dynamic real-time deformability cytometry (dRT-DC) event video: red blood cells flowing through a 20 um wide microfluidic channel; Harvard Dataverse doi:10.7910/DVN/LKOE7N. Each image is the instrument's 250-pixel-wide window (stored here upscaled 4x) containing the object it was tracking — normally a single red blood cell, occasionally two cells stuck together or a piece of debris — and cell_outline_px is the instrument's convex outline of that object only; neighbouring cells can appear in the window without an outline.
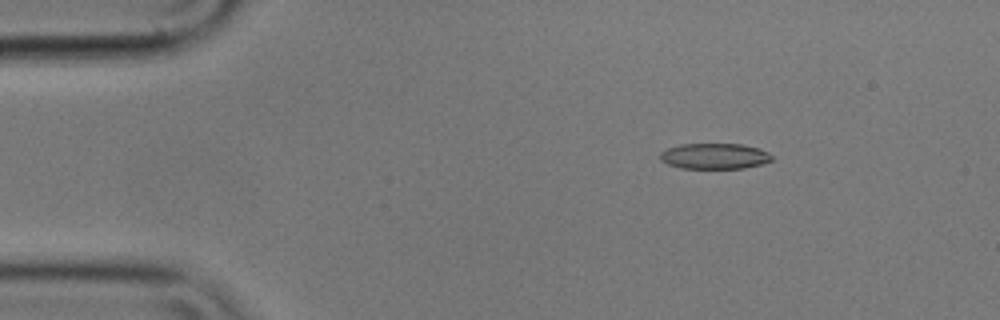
{"species": "common noctule bat (a hibernating species)", "species_latin": "Nyctalus noctula", "temperature_condition": "cold", "stored_images_in_passage": 56, "camera_frame_rate_fps": 3000, "um_per_image_px": 0.085, "animal": {"sex": "male", "body_mass_g": 17.9}, "frame": {"image": 1, "passage_image": 8, "time_ms": 2.333, "image_size_px": [1000, 320], "cell_outline_px": [[772, 160], [760, 164], [744, 168], [680, 168], [668, 164], [660, 160], [660, 152], [668, 148], [680, 144], [744, 144], [760, 148], [768, 152], [772, 156]], "centroid_in_image_um": [60.73, 13.26], "position_along_channel_um": 24.3, "area_um2": 16.76}}
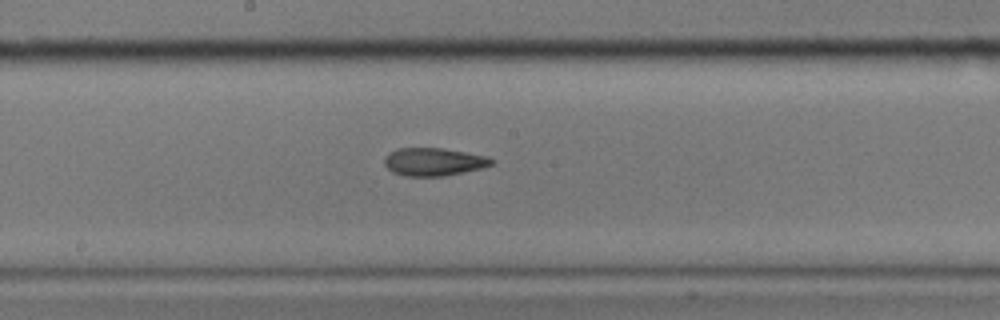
{"frame": {"image": 2, "passage_image": 29, "time_ms": 9.333, "image_size_px": [1000, 320], "cell_outline_px": [[496, 160], [492, 164], [484, 168], [444, 176], [404, 176], [392, 172], [384, 164], [384, 156], [388, 152], [396, 148], [444, 148], [488, 156]], "centroid_in_image_um": [36.87, 13.75], "position_along_channel_um": 211.3, "area_um2": 17.74}}
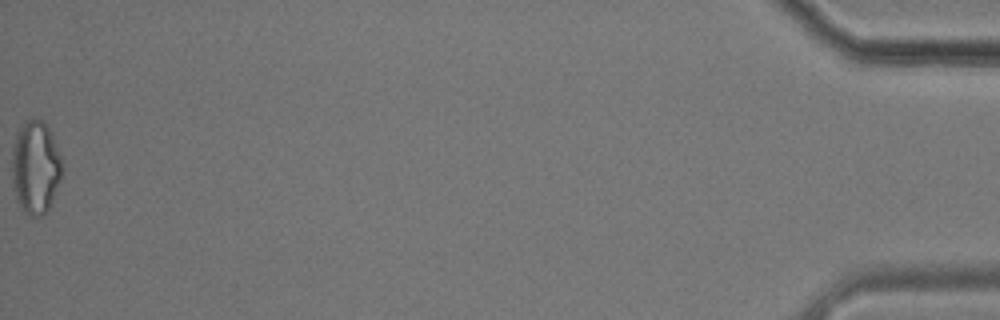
{"frame": {"image": 3, "passage_image": 56, "time_ms": 18.333, "image_size_px": [1000, 320], "cell_outline_px": [[64, 168], [60, 180], [48, 212], [40, 216], [32, 216], [24, 212], [16, 200], [12, 184], [12, 144], [16, 132], [28, 120], [40, 120], [48, 124], [60, 156]], "centroid_in_image_um": [3.01, 14.24], "position_along_channel_um": 432.2, "area_um2": 27.51}, "authors_computed_cell_mechanics": {"area_um2": 17.629, "velocity_mm_per_s": 3.5654, "shape_relaxation_time_tau1_ms": 7.9418, "shape_relaxation_time_tau2_ms": 1.4125, "deformation_change_tau1": 0.2026, "deformation_change_tau2": 0.0828}}